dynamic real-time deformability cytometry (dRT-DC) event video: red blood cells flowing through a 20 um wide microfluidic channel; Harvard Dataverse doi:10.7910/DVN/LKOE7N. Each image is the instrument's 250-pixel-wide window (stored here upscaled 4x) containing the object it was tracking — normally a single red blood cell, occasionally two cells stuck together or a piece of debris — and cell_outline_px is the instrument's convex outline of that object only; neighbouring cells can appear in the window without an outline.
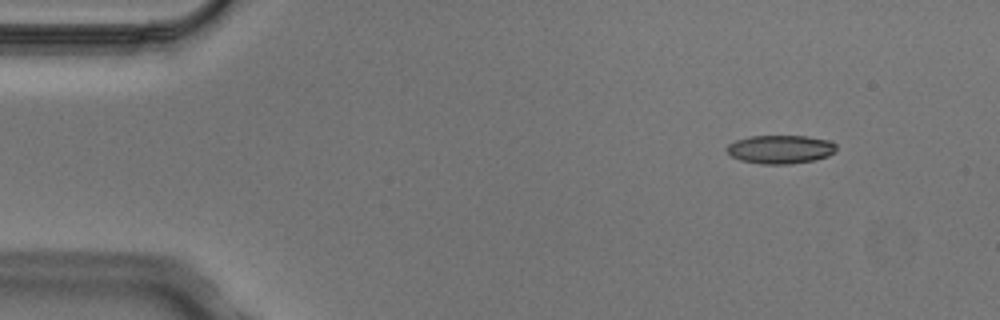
{"species": "Egyptian fruit bat (a non-hibernating species)", "species_latin": "Rousettus aegyptiacus", "temperature_condition": "cold", "stored_images_in_passage": 3, "camera_frame_rate_fps": 3000, "um_per_image_px": 0.085, "animal": {"sex": "male"}, "frame": {"image": 1, "passage_image": 1, "time_ms": 0.0, "image_size_px": [1000, 320], "cell_outline_px": [[836, 152], [828, 156], [816, 160], [788, 164], [760, 164], [740, 160], [732, 156], [724, 148], [728, 144], [736, 140], [748, 136], [808, 136], [832, 140], [836, 144]], "centroid_in_image_um": [66.36, 12.69], "position_along_channel_um": 18.6, "area_um2": 18.5}}